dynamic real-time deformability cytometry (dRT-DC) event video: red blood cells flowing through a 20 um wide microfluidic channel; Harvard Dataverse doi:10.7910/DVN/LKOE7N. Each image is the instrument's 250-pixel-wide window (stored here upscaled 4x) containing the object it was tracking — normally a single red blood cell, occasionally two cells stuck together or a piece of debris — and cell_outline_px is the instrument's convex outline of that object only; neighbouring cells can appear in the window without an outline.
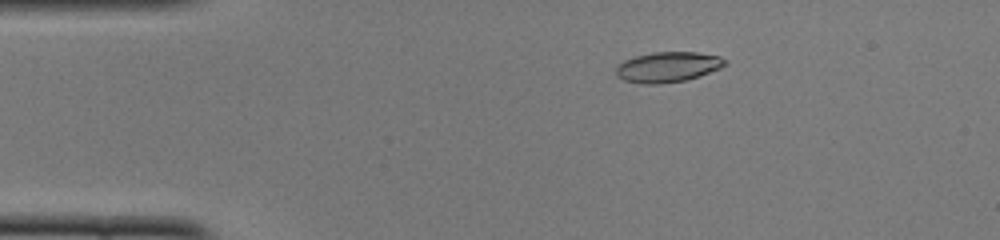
{"species": "common noctule bat (a hibernating species)", "species_latin": "Nyctalus noctula", "temperature_condition": "cold", "stored_images_in_passage": 51, "camera_frame_rate_fps": 3000, "um_per_image_px": 0.085, "animal": {"sex": "female", "body_mass_g": 22.0, "forearm_length_mm": 56.7}, "frame": {"image": 1, "passage_image": 9, "time_ms": 2.667, "image_size_px": [1000, 240], "cell_outline_px": [[724, 64], [720, 68], [684, 80], [656, 84], [644, 84], [624, 80], [616, 76], [616, 68], [624, 60], [636, 56], [652, 52], [696, 52], [720, 56], [724, 60]], "centroid_in_image_um": [56.71, 5.68], "position_along_channel_um": 28.3, "area_um2": 18.84}}
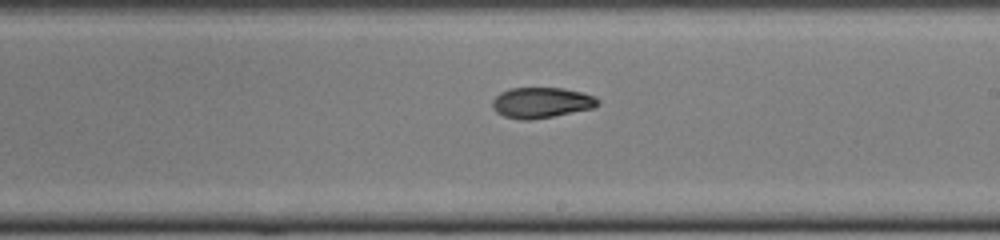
{"frame": {"image": 2, "passage_image": 29, "time_ms": 9.333, "image_size_px": [1000, 240], "cell_outline_px": [[600, 100], [592, 108], [532, 120], [520, 120], [504, 116], [496, 112], [492, 108], [492, 100], [500, 92], [512, 88], [564, 88], [596, 96]], "centroid_in_image_um": [45.98, 8.72], "position_along_channel_um": 243.0, "area_um2": 18.73}}
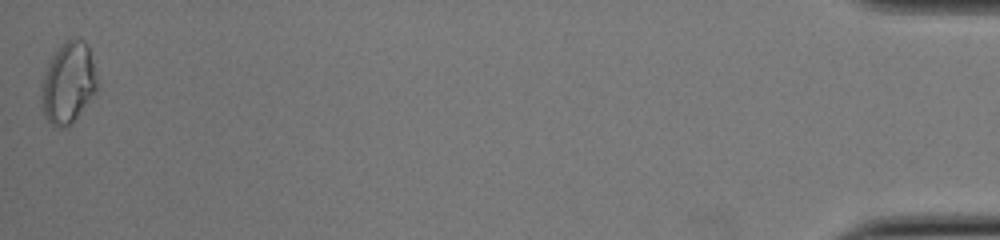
{"frame": {"image": 3, "passage_image": 50, "time_ms": 16.333, "image_size_px": [1000, 240], "cell_outline_px": [[96, 92], [76, 116], [68, 124], [60, 128], [52, 124], [44, 116], [40, 96], [40, 84], [48, 64], [52, 56], [72, 36], [84, 40], [88, 44], [96, 76]], "centroid_in_image_um": [5.77, 7.01], "position_along_channel_um": 429.4, "area_um2": 25.89}}